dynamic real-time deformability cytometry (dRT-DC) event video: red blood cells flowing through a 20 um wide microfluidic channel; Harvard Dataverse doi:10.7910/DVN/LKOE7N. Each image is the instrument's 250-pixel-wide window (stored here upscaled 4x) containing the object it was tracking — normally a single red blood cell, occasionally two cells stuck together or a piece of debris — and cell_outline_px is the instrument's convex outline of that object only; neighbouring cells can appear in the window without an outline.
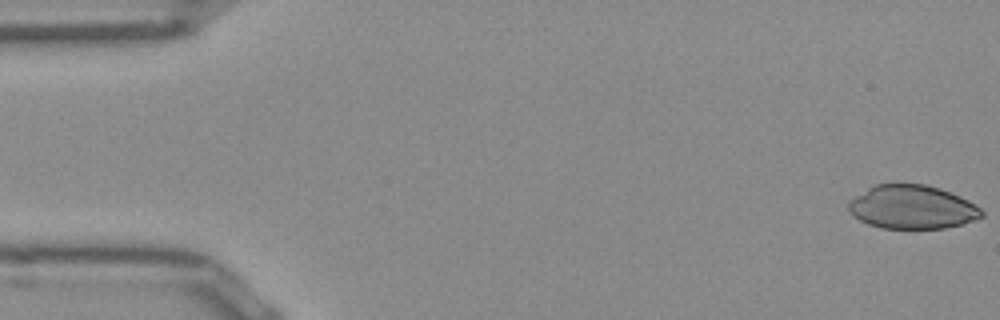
{"species": "Egyptian fruit bat (a non-hibernating species)", "species_latin": "Rousettus aegyptiacus", "temperature_condition": "room temperature", "stored_images_in_passage": 51, "camera_frame_rate_fps": 3000, "um_per_image_px": 0.085, "frame": {"image": 1, "passage_image": 1, "time_ms": 0.0, "image_size_px": [1000, 320], "cell_outline_px": [[984, 216], [976, 220], [944, 228], [880, 228], [868, 224], [860, 220], [848, 208], [848, 204], [856, 196], [868, 188], [876, 184], [924, 184], [940, 188], [960, 196], [968, 200], [980, 208], [984, 212]], "centroid_in_image_um": [77.57, 17.6], "position_along_channel_um": 7.4, "area_um2": 33.58}}
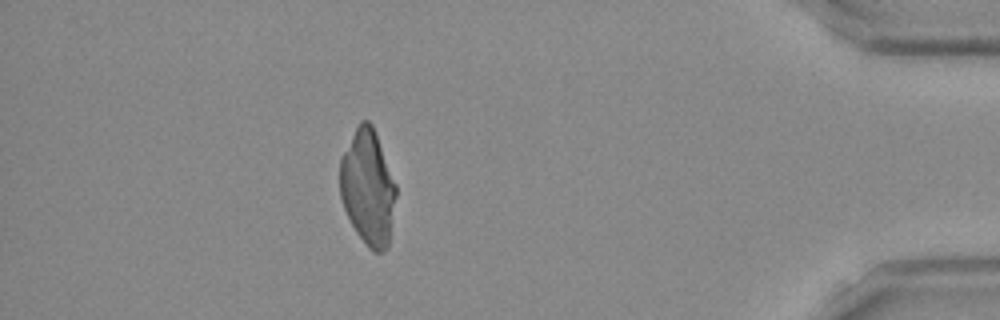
{"frame": {"image": 2, "passage_image": 45, "time_ms": 14.667, "image_size_px": [1000, 320], "cell_outline_px": [[396, 196], [388, 248], [380, 252], [372, 252], [368, 248], [356, 232], [344, 208], [340, 196], [340, 156], [360, 120], [368, 120], [372, 124], [396, 184]], "centroid_in_image_um": [31.26, 15.94], "position_along_channel_um": 403.9, "area_um2": 37.69}}